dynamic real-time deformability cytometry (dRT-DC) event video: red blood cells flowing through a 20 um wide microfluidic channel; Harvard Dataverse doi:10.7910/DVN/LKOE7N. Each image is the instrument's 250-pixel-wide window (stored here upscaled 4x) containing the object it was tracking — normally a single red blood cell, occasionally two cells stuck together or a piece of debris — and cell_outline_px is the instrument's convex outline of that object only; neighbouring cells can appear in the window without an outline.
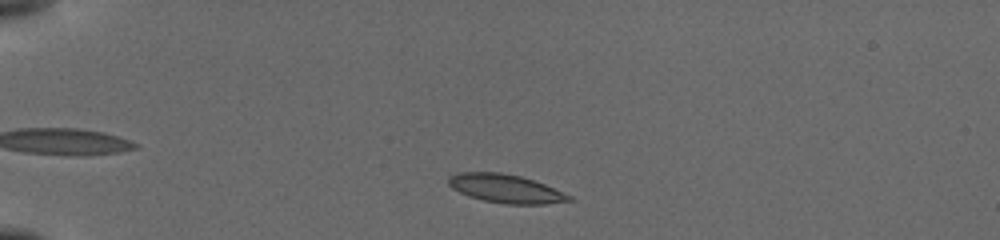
{"species": "common noctule bat (a hibernating species)", "species_latin": "Nyctalus noctula", "temperature_condition": "cold", "stored_images_in_passage": 35, "camera_frame_rate_fps": 3000, "um_per_image_px": 0.085, "animal": {"sex": "female", "body_mass_g": 19.5, "forearm_length_mm": 54.1}, "frame": {"image": 1, "passage_image": 4, "time_ms": 1.0, "image_size_px": [1000, 240], "cell_outline_px": [[576, 200], [544, 204], [504, 204], [484, 200], [468, 196], [452, 188], [448, 184], [448, 176], [456, 172], [500, 172], [520, 176], [544, 184], [572, 196]], "centroid_in_image_um": [42.97, 16.03], "position_along_channel_um": 42.0, "area_um2": 20.06}}
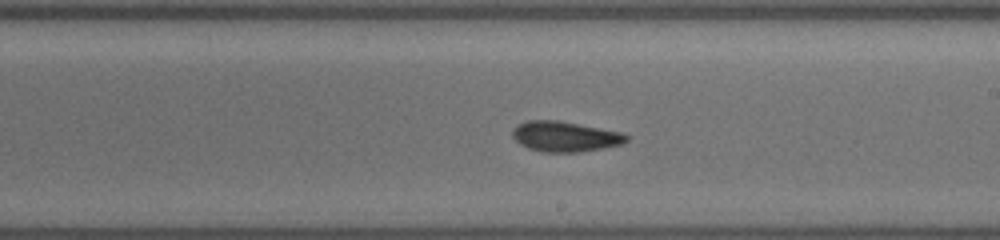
{"frame": {"image": 2, "passage_image": 21, "time_ms": 7.333, "image_size_px": [1000, 240], "cell_outline_px": [[628, 140], [624, 144], [604, 148], [576, 152], [540, 152], [528, 148], [520, 144], [512, 136], [512, 128], [516, 124], [528, 120], [556, 120], [620, 132], [628, 136]], "centroid_in_image_um": [47.99, 11.61], "position_along_channel_um": 241.0, "area_um2": 20.11}}
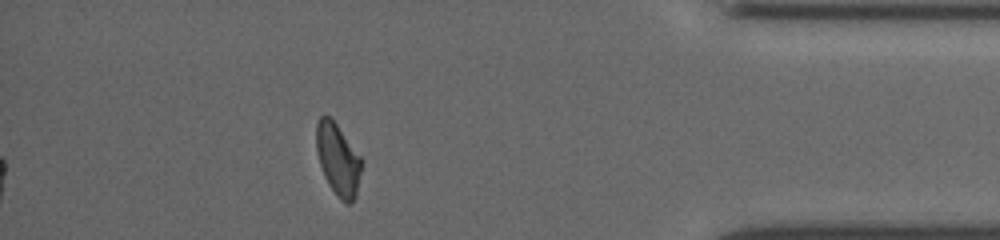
{"frame": {"image": 3, "passage_image": 35, "time_ms": 12.333, "image_size_px": [1000, 240], "cell_outline_px": [[364, 160], [356, 196], [348, 204], [344, 204], [328, 184], [324, 176], [320, 164], [316, 148], [316, 124], [320, 116], [328, 116], [336, 124]], "centroid_in_image_um": [28.75, 13.57], "position_along_channel_um": 406.5, "area_um2": 18.96}}